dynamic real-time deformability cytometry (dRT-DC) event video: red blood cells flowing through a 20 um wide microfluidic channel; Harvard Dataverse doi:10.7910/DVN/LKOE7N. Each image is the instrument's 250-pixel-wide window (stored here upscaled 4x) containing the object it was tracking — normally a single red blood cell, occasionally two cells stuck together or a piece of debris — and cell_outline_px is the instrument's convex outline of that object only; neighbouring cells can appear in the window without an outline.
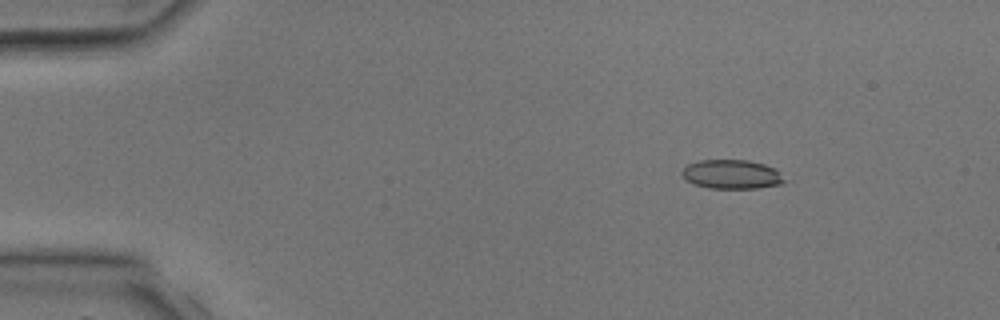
{"species": "common noctule bat (a hibernating species)", "species_latin": "Nyctalus noctula", "temperature_condition": "room temperature", "stored_images_in_passage": 3, "camera_frame_rate_fps": 3000, "um_per_image_px": 0.085, "animal": {"sex": "male", "body_mass_g": 17.9, "forearm_length_mm": 54.2}, "frame": {"image": 1, "passage_image": 1, "time_ms": 0.0, "image_size_px": [1000, 320], "cell_outline_px": [[784, 184], [756, 188], [708, 188], [692, 184], [684, 180], [680, 172], [688, 164], [700, 160], [748, 160], [764, 164], [776, 168], [784, 180]], "centroid_in_image_um": [62.16, 14.82], "position_along_channel_um": 22.8, "area_um2": 17.51}}